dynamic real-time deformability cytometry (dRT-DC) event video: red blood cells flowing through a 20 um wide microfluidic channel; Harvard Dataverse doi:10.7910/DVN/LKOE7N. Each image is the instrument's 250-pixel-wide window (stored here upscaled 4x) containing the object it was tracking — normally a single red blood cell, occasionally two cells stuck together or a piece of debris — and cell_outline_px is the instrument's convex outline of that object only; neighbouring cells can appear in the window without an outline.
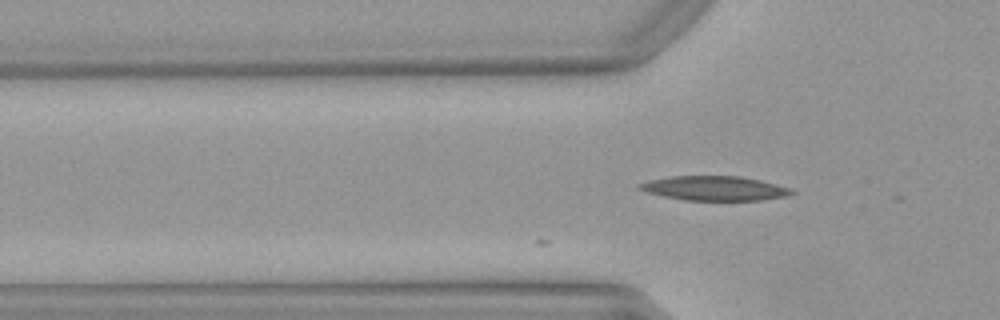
{"species": "Egyptian fruit bat (a non-hibernating species)", "species_latin": "Rousettus aegyptiacus", "temperature_condition": "warm", "stored_images_in_passage": 3, "camera_frame_rate_fps": 3000, "um_per_image_px": 0.085, "animal": {"sex": "female"}, "frame": {"image": 1, "passage_image": 3, "time_ms": 0.667, "image_size_px": [1000, 320], "cell_outline_px": [[796, 192], [784, 196], [760, 200], [684, 200], [664, 196], [648, 192], [636, 188], [636, 184], [652, 180], [672, 176], [740, 176], [760, 180], [792, 188]], "centroid_in_image_um": [60.74, 16.0], "position_along_channel_um": 65.1, "area_um2": 21.5}}